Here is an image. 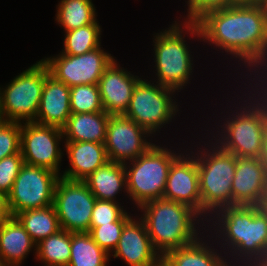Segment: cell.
Returning a JSON list of instances; mask_svg holds the SVG:
<instances>
[{"mask_svg":"<svg viewBox=\"0 0 267 266\" xmlns=\"http://www.w3.org/2000/svg\"><path fill=\"white\" fill-rule=\"evenodd\" d=\"M63 140L62 128L35 122L21 123L20 152L26 164L50 169L61 176L64 152L60 142Z\"/></svg>","mask_w":267,"mask_h":266,"instance_id":"13","label":"cell"},{"mask_svg":"<svg viewBox=\"0 0 267 266\" xmlns=\"http://www.w3.org/2000/svg\"><path fill=\"white\" fill-rule=\"evenodd\" d=\"M257 266H267V251L265 252L264 258L257 264Z\"/></svg>","mask_w":267,"mask_h":266,"instance_id":"41","label":"cell"},{"mask_svg":"<svg viewBox=\"0 0 267 266\" xmlns=\"http://www.w3.org/2000/svg\"><path fill=\"white\" fill-rule=\"evenodd\" d=\"M263 6L265 8V12L267 13V0L264 1Z\"/></svg>","mask_w":267,"mask_h":266,"instance_id":"44","label":"cell"},{"mask_svg":"<svg viewBox=\"0 0 267 266\" xmlns=\"http://www.w3.org/2000/svg\"><path fill=\"white\" fill-rule=\"evenodd\" d=\"M110 255L88 232H71V255L68 266H107Z\"/></svg>","mask_w":267,"mask_h":266,"instance_id":"27","label":"cell"},{"mask_svg":"<svg viewBox=\"0 0 267 266\" xmlns=\"http://www.w3.org/2000/svg\"><path fill=\"white\" fill-rule=\"evenodd\" d=\"M11 217L7 196L0 194V226Z\"/></svg>","mask_w":267,"mask_h":266,"instance_id":"38","label":"cell"},{"mask_svg":"<svg viewBox=\"0 0 267 266\" xmlns=\"http://www.w3.org/2000/svg\"><path fill=\"white\" fill-rule=\"evenodd\" d=\"M71 255V232L60 229L36 244V260L44 266H68Z\"/></svg>","mask_w":267,"mask_h":266,"instance_id":"28","label":"cell"},{"mask_svg":"<svg viewBox=\"0 0 267 266\" xmlns=\"http://www.w3.org/2000/svg\"><path fill=\"white\" fill-rule=\"evenodd\" d=\"M176 92L170 87L154 84L152 80L142 78L133 90L124 116L135 121L155 137L161 133L163 126L170 124L180 113Z\"/></svg>","mask_w":267,"mask_h":266,"instance_id":"7","label":"cell"},{"mask_svg":"<svg viewBox=\"0 0 267 266\" xmlns=\"http://www.w3.org/2000/svg\"><path fill=\"white\" fill-rule=\"evenodd\" d=\"M21 123L5 121L0 124V160L20 153Z\"/></svg>","mask_w":267,"mask_h":266,"instance_id":"34","label":"cell"},{"mask_svg":"<svg viewBox=\"0 0 267 266\" xmlns=\"http://www.w3.org/2000/svg\"><path fill=\"white\" fill-rule=\"evenodd\" d=\"M95 202L96 197L83 181L60 177L53 202L60 228L72 233L89 232Z\"/></svg>","mask_w":267,"mask_h":266,"instance_id":"11","label":"cell"},{"mask_svg":"<svg viewBox=\"0 0 267 266\" xmlns=\"http://www.w3.org/2000/svg\"><path fill=\"white\" fill-rule=\"evenodd\" d=\"M243 70L241 72V74L239 75H243V77L247 80H245L242 84H244L245 86H243L241 89L244 90V93L241 96L240 95H236L235 97H237V100H239L238 105L252 118L254 119L256 122L261 123L264 126H267V84H262L256 77L255 75H248L246 72H244L243 74ZM248 76V77H247ZM247 77V78H246ZM251 77V78H250ZM253 77V78H252ZM253 79V80H252ZM249 84H247L246 83ZM251 81V82H250ZM255 81V82H254ZM254 82V83H252ZM254 84V85H253ZM247 86V87H246ZM251 86V87H250ZM250 88H252L250 90ZM250 90V91H249ZM254 92V93H253ZM244 94V95H243ZM258 94V95H257ZM245 96V98H244ZM244 98V99H243ZM243 102V103H242ZM241 103V104H240Z\"/></svg>","mask_w":267,"mask_h":266,"instance_id":"29","label":"cell"},{"mask_svg":"<svg viewBox=\"0 0 267 266\" xmlns=\"http://www.w3.org/2000/svg\"><path fill=\"white\" fill-rule=\"evenodd\" d=\"M56 9L55 21L64 32L97 21L98 15L92 0H60Z\"/></svg>","mask_w":267,"mask_h":266,"instance_id":"26","label":"cell"},{"mask_svg":"<svg viewBox=\"0 0 267 266\" xmlns=\"http://www.w3.org/2000/svg\"><path fill=\"white\" fill-rule=\"evenodd\" d=\"M142 79L121 67L114 59L104 70L98 82L103 110L109 115H124L133 90Z\"/></svg>","mask_w":267,"mask_h":266,"instance_id":"18","label":"cell"},{"mask_svg":"<svg viewBox=\"0 0 267 266\" xmlns=\"http://www.w3.org/2000/svg\"><path fill=\"white\" fill-rule=\"evenodd\" d=\"M23 165L21 152L0 160V194L8 196L11 193L14 181Z\"/></svg>","mask_w":267,"mask_h":266,"instance_id":"35","label":"cell"},{"mask_svg":"<svg viewBox=\"0 0 267 266\" xmlns=\"http://www.w3.org/2000/svg\"><path fill=\"white\" fill-rule=\"evenodd\" d=\"M5 121L6 120L4 119V115H3V112H2L1 93H0V124H2Z\"/></svg>","mask_w":267,"mask_h":266,"instance_id":"42","label":"cell"},{"mask_svg":"<svg viewBox=\"0 0 267 266\" xmlns=\"http://www.w3.org/2000/svg\"><path fill=\"white\" fill-rule=\"evenodd\" d=\"M196 23L201 40L216 51L222 50V55L225 51L230 59H239L238 67L253 63L267 42V13L263 4H235L208 12Z\"/></svg>","mask_w":267,"mask_h":266,"instance_id":"1","label":"cell"},{"mask_svg":"<svg viewBox=\"0 0 267 266\" xmlns=\"http://www.w3.org/2000/svg\"><path fill=\"white\" fill-rule=\"evenodd\" d=\"M186 22L196 23L206 13L235 5L234 0H187Z\"/></svg>","mask_w":267,"mask_h":266,"instance_id":"36","label":"cell"},{"mask_svg":"<svg viewBox=\"0 0 267 266\" xmlns=\"http://www.w3.org/2000/svg\"><path fill=\"white\" fill-rule=\"evenodd\" d=\"M47 65L39 60L16 75L5 87L0 86L2 112L6 121L34 122L39 109Z\"/></svg>","mask_w":267,"mask_h":266,"instance_id":"8","label":"cell"},{"mask_svg":"<svg viewBox=\"0 0 267 266\" xmlns=\"http://www.w3.org/2000/svg\"><path fill=\"white\" fill-rule=\"evenodd\" d=\"M235 4H263L265 0H234Z\"/></svg>","mask_w":267,"mask_h":266,"instance_id":"40","label":"cell"},{"mask_svg":"<svg viewBox=\"0 0 267 266\" xmlns=\"http://www.w3.org/2000/svg\"><path fill=\"white\" fill-rule=\"evenodd\" d=\"M152 138L132 119L124 115H110L104 143L108 160L118 163L135 160L154 144Z\"/></svg>","mask_w":267,"mask_h":266,"instance_id":"14","label":"cell"},{"mask_svg":"<svg viewBox=\"0 0 267 266\" xmlns=\"http://www.w3.org/2000/svg\"><path fill=\"white\" fill-rule=\"evenodd\" d=\"M83 182L96 199L118 202L120 200L116 198L117 195L119 196L122 190L124 194L127 193L124 163L108 161Z\"/></svg>","mask_w":267,"mask_h":266,"instance_id":"24","label":"cell"},{"mask_svg":"<svg viewBox=\"0 0 267 266\" xmlns=\"http://www.w3.org/2000/svg\"><path fill=\"white\" fill-rule=\"evenodd\" d=\"M121 202L96 199L92 210L90 228L118 221L127 211Z\"/></svg>","mask_w":267,"mask_h":266,"instance_id":"33","label":"cell"},{"mask_svg":"<svg viewBox=\"0 0 267 266\" xmlns=\"http://www.w3.org/2000/svg\"><path fill=\"white\" fill-rule=\"evenodd\" d=\"M245 68L246 69H243V70H247L245 72H247L248 75H255V77L262 84H267V72H266L267 71V42L264 45V48L260 56L253 63H250L249 65H247Z\"/></svg>","mask_w":267,"mask_h":266,"instance_id":"37","label":"cell"},{"mask_svg":"<svg viewBox=\"0 0 267 266\" xmlns=\"http://www.w3.org/2000/svg\"><path fill=\"white\" fill-rule=\"evenodd\" d=\"M32 250L36 254V243L16 217L11 216L0 226V261L3 266H21Z\"/></svg>","mask_w":267,"mask_h":266,"instance_id":"22","label":"cell"},{"mask_svg":"<svg viewBox=\"0 0 267 266\" xmlns=\"http://www.w3.org/2000/svg\"><path fill=\"white\" fill-rule=\"evenodd\" d=\"M15 217L36 244L61 229L54 205L25 210Z\"/></svg>","mask_w":267,"mask_h":266,"instance_id":"25","label":"cell"},{"mask_svg":"<svg viewBox=\"0 0 267 266\" xmlns=\"http://www.w3.org/2000/svg\"><path fill=\"white\" fill-rule=\"evenodd\" d=\"M185 150L169 168L163 198L186 204L201 215L198 165L190 149Z\"/></svg>","mask_w":267,"mask_h":266,"instance_id":"15","label":"cell"},{"mask_svg":"<svg viewBox=\"0 0 267 266\" xmlns=\"http://www.w3.org/2000/svg\"><path fill=\"white\" fill-rule=\"evenodd\" d=\"M136 210H141L139 216L146 225L154 249L161 257L170 250L193 243L206 232V220L190 206L180 202L159 198L146 202Z\"/></svg>","mask_w":267,"mask_h":266,"instance_id":"3","label":"cell"},{"mask_svg":"<svg viewBox=\"0 0 267 266\" xmlns=\"http://www.w3.org/2000/svg\"><path fill=\"white\" fill-rule=\"evenodd\" d=\"M233 206H261L267 194V167L259 158L236 157L232 182Z\"/></svg>","mask_w":267,"mask_h":266,"instance_id":"17","label":"cell"},{"mask_svg":"<svg viewBox=\"0 0 267 266\" xmlns=\"http://www.w3.org/2000/svg\"><path fill=\"white\" fill-rule=\"evenodd\" d=\"M109 117L105 111L72 113L62 128L64 142L87 141L104 144Z\"/></svg>","mask_w":267,"mask_h":266,"instance_id":"23","label":"cell"},{"mask_svg":"<svg viewBox=\"0 0 267 266\" xmlns=\"http://www.w3.org/2000/svg\"><path fill=\"white\" fill-rule=\"evenodd\" d=\"M233 103L236 105L233 106L234 110L229 106L225 107V110L229 108L230 112L225 111L226 115L220 118L222 120L215 122V127L218 126L215 134L211 130V136L208 137L209 132H207V136L203 139L211 137V140H214L220 148L236 157L259 158L266 126L256 122L237 103Z\"/></svg>","mask_w":267,"mask_h":266,"instance_id":"9","label":"cell"},{"mask_svg":"<svg viewBox=\"0 0 267 266\" xmlns=\"http://www.w3.org/2000/svg\"><path fill=\"white\" fill-rule=\"evenodd\" d=\"M197 143L199 144L194 145L197 146V150L193 151L194 148L187 147L196 157L201 216L207 221L217 210L233 206L231 188L236 169V156L220 148L211 139L203 142L204 147L201 142ZM198 145H201V148Z\"/></svg>","mask_w":267,"mask_h":266,"instance_id":"5","label":"cell"},{"mask_svg":"<svg viewBox=\"0 0 267 266\" xmlns=\"http://www.w3.org/2000/svg\"><path fill=\"white\" fill-rule=\"evenodd\" d=\"M71 114L70 87L49 75L45 79L39 109L34 122L63 128Z\"/></svg>","mask_w":267,"mask_h":266,"instance_id":"20","label":"cell"},{"mask_svg":"<svg viewBox=\"0 0 267 266\" xmlns=\"http://www.w3.org/2000/svg\"><path fill=\"white\" fill-rule=\"evenodd\" d=\"M128 213L126 212L116 222L102 224L101 226L89 229L88 233L92 239L110 256L118 244L124 225L133 217V214Z\"/></svg>","mask_w":267,"mask_h":266,"instance_id":"32","label":"cell"},{"mask_svg":"<svg viewBox=\"0 0 267 266\" xmlns=\"http://www.w3.org/2000/svg\"><path fill=\"white\" fill-rule=\"evenodd\" d=\"M60 175L54 171L24 163L7 196L11 216L36 208L53 205L54 192Z\"/></svg>","mask_w":267,"mask_h":266,"instance_id":"10","label":"cell"},{"mask_svg":"<svg viewBox=\"0 0 267 266\" xmlns=\"http://www.w3.org/2000/svg\"><path fill=\"white\" fill-rule=\"evenodd\" d=\"M259 159L267 167V126L263 134V145Z\"/></svg>","mask_w":267,"mask_h":266,"instance_id":"39","label":"cell"},{"mask_svg":"<svg viewBox=\"0 0 267 266\" xmlns=\"http://www.w3.org/2000/svg\"><path fill=\"white\" fill-rule=\"evenodd\" d=\"M64 150L69 159V168L61 171L64 179L83 181L96 169L108 162L106 148L96 142H63Z\"/></svg>","mask_w":267,"mask_h":266,"instance_id":"21","label":"cell"},{"mask_svg":"<svg viewBox=\"0 0 267 266\" xmlns=\"http://www.w3.org/2000/svg\"><path fill=\"white\" fill-rule=\"evenodd\" d=\"M103 47L82 55H65L41 59L48 67L50 75L68 87L75 85L98 84L104 70L115 59Z\"/></svg>","mask_w":267,"mask_h":266,"instance_id":"12","label":"cell"},{"mask_svg":"<svg viewBox=\"0 0 267 266\" xmlns=\"http://www.w3.org/2000/svg\"><path fill=\"white\" fill-rule=\"evenodd\" d=\"M113 258H120L127 266H159L162 257L154 249L144 221L136 215L125 225Z\"/></svg>","mask_w":267,"mask_h":266,"instance_id":"16","label":"cell"},{"mask_svg":"<svg viewBox=\"0 0 267 266\" xmlns=\"http://www.w3.org/2000/svg\"><path fill=\"white\" fill-rule=\"evenodd\" d=\"M173 22L175 23L169 25V28L153 34L154 73L157 81L153 79L152 82L170 87L179 93L190 84L195 65L185 37L189 34L192 36L189 39L197 37L201 41V32L197 23L182 22L179 19Z\"/></svg>","mask_w":267,"mask_h":266,"instance_id":"4","label":"cell"},{"mask_svg":"<svg viewBox=\"0 0 267 266\" xmlns=\"http://www.w3.org/2000/svg\"><path fill=\"white\" fill-rule=\"evenodd\" d=\"M206 222V231L226 255L229 266L257 265L264 258L267 213L261 206L223 207Z\"/></svg>","mask_w":267,"mask_h":266,"instance_id":"2","label":"cell"},{"mask_svg":"<svg viewBox=\"0 0 267 266\" xmlns=\"http://www.w3.org/2000/svg\"><path fill=\"white\" fill-rule=\"evenodd\" d=\"M261 207L267 213V194L265 195V198H264V201H263V204L261 205Z\"/></svg>","mask_w":267,"mask_h":266,"instance_id":"43","label":"cell"},{"mask_svg":"<svg viewBox=\"0 0 267 266\" xmlns=\"http://www.w3.org/2000/svg\"><path fill=\"white\" fill-rule=\"evenodd\" d=\"M205 233L193 243L165 253L161 263L164 266H229L226 255L221 249L218 250L213 237ZM207 237L209 240H206Z\"/></svg>","mask_w":267,"mask_h":266,"instance_id":"19","label":"cell"},{"mask_svg":"<svg viewBox=\"0 0 267 266\" xmlns=\"http://www.w3.org/2000/svg\"><path fill=\"white\" fill-rule=\"evenodd\" d=\"M71 113H92L103 110L98 84L70 87Z\"/></svg>","mask_w":267,"mask_h":266,"instance_id":"31","label":"cell"},{"mask_svg":"<svg viewBox=\"0 0 267 266\" xmlns=\"http://www.w3.org/2000/svg\"><path fill=\"white\" fill-rule=\"evenodd\" d=\"M167 147V148H166ZM153 144L135 160L124 163L127 198L139 208L146 202L163 198L172 162L183 152L173 146ZM178 152V153H176Z\"/></svg>","mask_w":267,"mask_h":266,"instance_id":"6","label":"cell"},{"mask_svg":"<svg viewBox=\"0 0 267 266\" xmlns=\"http://www.w3.org/2000/svg\"><path fill=\"white\" fill-rule=\"evenodd\" d=\"M97 20L95 23L84 27L65 31L63 49L60 52L65 55H82L101 46V26Z\"/></svg>","mask_w":267,"mask_h":266,"instance_id":"30","label":"cell"}]
</instances>
